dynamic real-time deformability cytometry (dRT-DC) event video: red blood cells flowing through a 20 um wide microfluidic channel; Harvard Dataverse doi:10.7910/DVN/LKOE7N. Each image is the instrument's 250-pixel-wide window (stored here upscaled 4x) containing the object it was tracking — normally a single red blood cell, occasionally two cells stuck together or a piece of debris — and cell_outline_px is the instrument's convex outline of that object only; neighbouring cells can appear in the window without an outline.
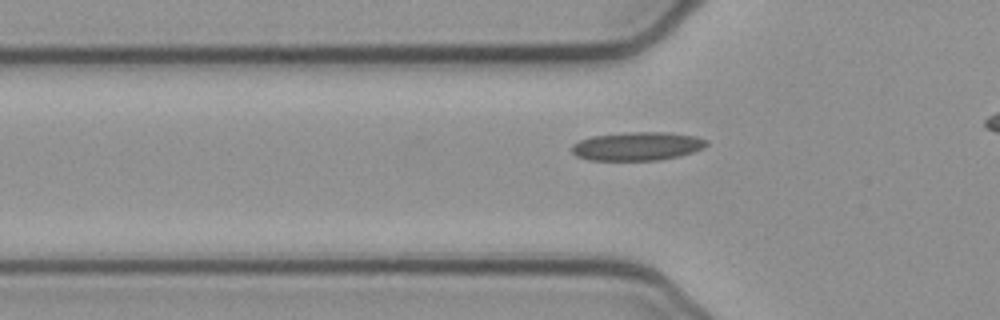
{"species": "common noctule bat (a hibernating species)", "species_latin": "Nyctalus noctula", "temperature_condition": "cold", "stored_images_in_passage": 36, "camera_frame_rate_fps": 3000, "um_per_image_px": 0.085, "animal": {"sex": "female", "body_mass_g": 21.9}, "frame": {"image": 1, "passage_image": 10, "time_ms": 3.0, "image_size_px": [1000, 320], "cell_outline_px": [[708, 144], [704, 148], [680, 156], [660, 160], [588, 160], [576, 156], [572, 152], [572, 144], [580, 140], [592, 136], [632, 132], [668, 132], [696, 136], [708, 140]], "centroid_in_image_um": [54.19, 12.43], "position_along_channel_um": 71.6, "area_um2": 22.48}}
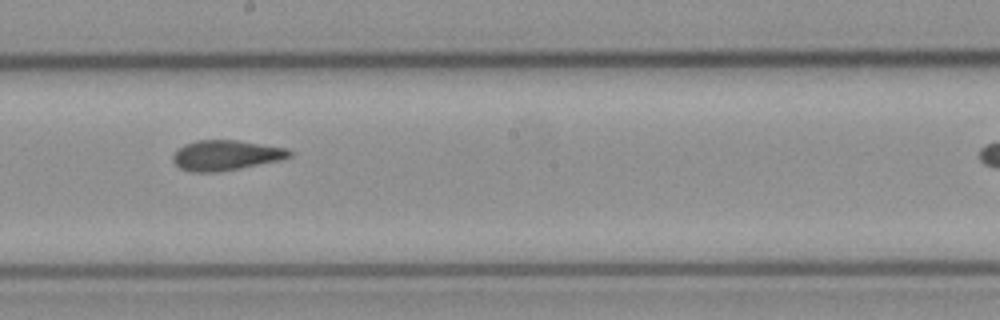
{"frame": {"image": 2, "passage_image": 22, "time_ms": 7.0, "image_size_px": [1000, 320], "cell_outline_px": [[292, 156], [280, 160], [240, 168], [216, 172], [192, 172], [180, 168], [172, 160], [172, 156], [184, 144], [196, 140], [236, 140], [288, 148], [292, 152]], "centroid_in_image_um": [19.21, 13.19], "position_along_channel_um": 229.0, "area_um2": 20.4}}
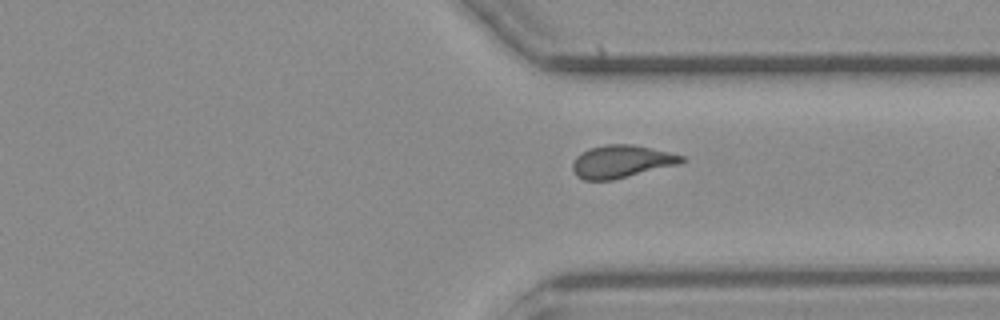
{"frame": {"image": 3, "passage_image": 32, "time_ms": 10.333, "image_size_px": [1000, 320], "cell_outline_px": [[688, 160], [680, 164], [612, 180], [584, 180], [576, 176], [572, 168], [572, 164], [576, 156], [588, 148], [608, 144], [632, 144], [652, 148], [684, 156]], "centroid_in_image_um": [52.83, 13.73], "position_along_channel_um": 358.6, "area_um2": 20.87}}